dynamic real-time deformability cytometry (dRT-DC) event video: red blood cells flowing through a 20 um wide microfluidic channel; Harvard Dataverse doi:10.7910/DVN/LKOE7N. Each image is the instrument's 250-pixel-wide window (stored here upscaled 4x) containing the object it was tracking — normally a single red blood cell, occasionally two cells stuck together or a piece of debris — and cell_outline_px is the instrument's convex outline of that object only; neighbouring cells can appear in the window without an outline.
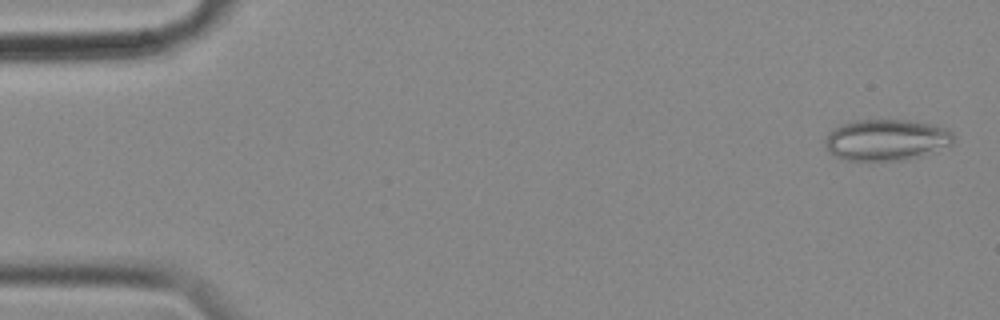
{"species": "common noctule bat (a hibernating species)", "species_latin": "Nyctalus noctula", "temperature_condition": "cold", "stored_images_in_passage": 56, "camera_frame_rate_fps": 3000, "um_per_image_px": 0.085, "animal": {"sex": "female", "body_mass_g": 18.4}, "frame": {"image": 1, "passage_image": 2, "time_ms": 0.333, "image_size_px": [1000, 320], "cell_outline_px": [[956, 136], [952, 144], [932, 152], [920, 156], [900, 160], [844, 160], [828, 152], [824, 144], [824, 140], [828, 132], [832, 128], [856, 120], [916, 120], [948, 128]], "centroid_in_image_um": [75.34, 11.87], "position_along_channel_um": 9.7, "area_um2": 31.15}}
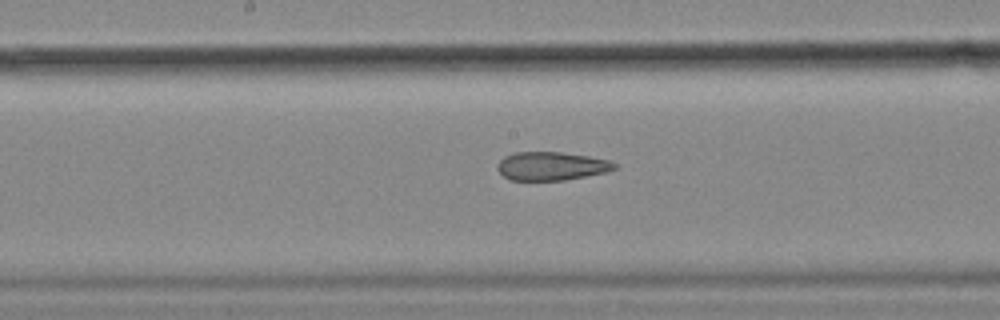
{"frame": {"image": 2, "passage_image": 29, "time_ms": 9.333, "image_size_px": [1000, 320], "cell_outline_px": [[616, 168], [604, 172], [564, 180], [508, 180], [496, 168], [500, 160], [504, 156], [516, 152], [560, 152], [588, 156], [608, 160], [616, 164]], "centroid_in_image_um": [46.82, 14.11], "position_along_channel_um": 201.4, "area_um2": 19.19}}
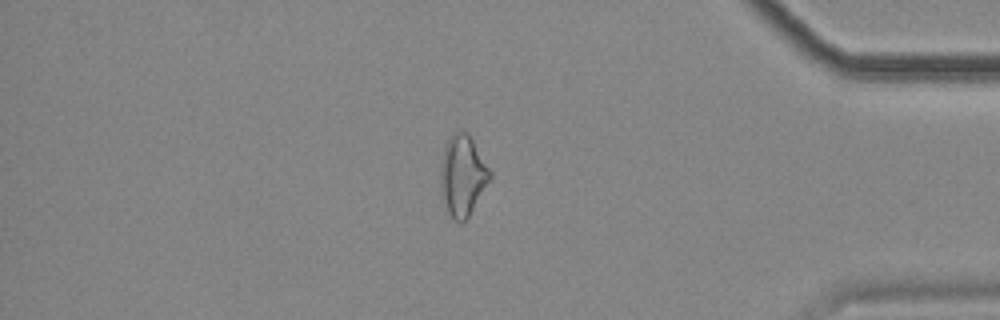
{"frame": {"image": 3, "passage_image": 48, "time_ms": 15.667, "image_size_px": [1000, 320], "cell_outline_px": [[492, 176], [468, 220], [460, 224], [444, 212], [440, 192], [440, 160], [444, 148], [452, 132], [460, 128], [468, 132], [492, 172]], "centroid_in_image_um": [39.29, 14.96], "position_along_channel_um": 395.9, "area_um2": 24.28}, "authors_computed_cell_mechanics": {"area_um2": 23.6402, "velocity_mm_per_s": 3.5523, "shape_relaxation_time_tau1_ms": null, "shape_relaxation_time_tau2_ms": 3.4695, "deformation_change_tau1": null, "deformation_change_tau2": 0.1362}}